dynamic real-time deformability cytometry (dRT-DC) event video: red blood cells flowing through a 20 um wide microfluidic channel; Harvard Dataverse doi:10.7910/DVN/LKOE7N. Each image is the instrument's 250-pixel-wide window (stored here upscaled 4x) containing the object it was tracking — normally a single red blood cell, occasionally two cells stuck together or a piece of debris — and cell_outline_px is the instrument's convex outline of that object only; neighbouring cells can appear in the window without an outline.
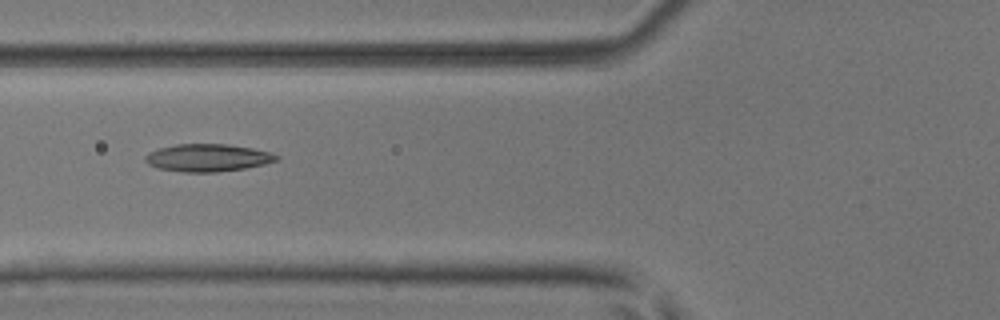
{"species": "common noctule bat (a hibernating species)", "species_latin": "Nyctalus noctula", "temperature_condition": "room temperature", "stored_images_in_passage": 8, "camera_frame_rate_fps": 3000, "um_per_image_px": 0.085, "animal": {"sex": "male", "body_mass_g": 17.9, "forearm_length_mm": 54.2}, "frame": {"image": 1, "passage_image": 7, "time_ms": 2.0, "image_size_px": [1000, 320], "cell_outline_px": [[280, 160], [264, 164], [244, 168], [216, 172], [184, 172], [156, 168], [148, 164], [144, 160], [144, 156], [148, 152], [160, 148], [176, 144], [228, 144], [252, 148], [268, 152], [280, 156]], "centroid_in_image_um": [17.63, 13.41], "position_along_channel_um": 108.2, "area_um2": 21.1}}
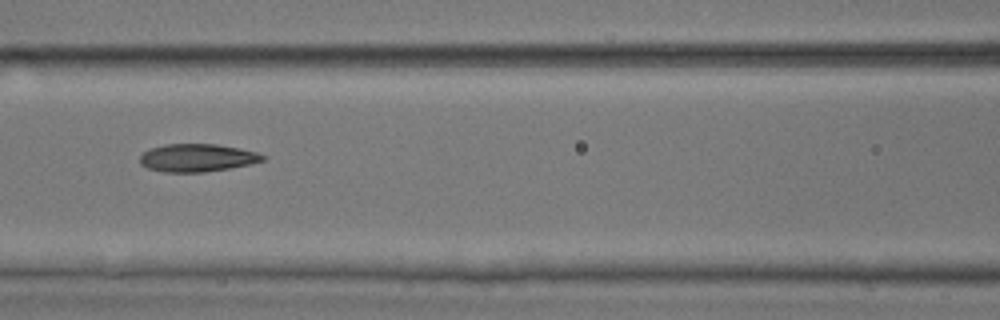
{"frame": {"image": 2, "passage_image": 8, "time_ms": 2.333, "image_size_px": [1000, 320], "cell_outline_px": [[268, 156], [264, 160], [248, 164], [228, 168], [204, 172], [164, 172], [148, 168], [140, 164], [140, 156], [148, 148], [164, 144], [216, 144], [240, 148], [256, 152]], "centroid_in_image_um": [16.74, 13.4], "position_along_channel_um": 149.9, "area_um2": 19.94}}